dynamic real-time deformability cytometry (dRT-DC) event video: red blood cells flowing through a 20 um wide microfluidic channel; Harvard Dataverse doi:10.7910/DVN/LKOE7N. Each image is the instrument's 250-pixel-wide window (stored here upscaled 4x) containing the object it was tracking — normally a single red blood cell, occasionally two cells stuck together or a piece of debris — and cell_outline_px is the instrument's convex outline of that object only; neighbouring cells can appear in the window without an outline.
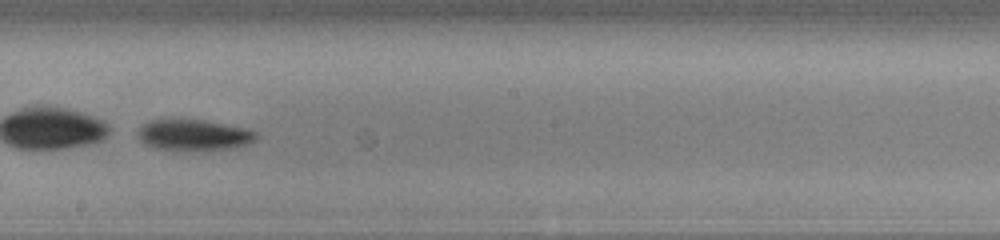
{"species": "common noctule bat (a hibernating species)", "species_latin": "Nyctalus noctula", "temperature_condition": "cold", "stored_images_in_passage": 52, "camera_frame_rate_fps": 3000, "um_per_image_px": 0.085, "animal": {"sex": "male", "body_mass_g": 13.0, "forearm_length_mm": 53.1}, "frame": {"image": 1, "passage_image": 30, "time_ms": 9.667, "image_size_px": [1000, 240], "cell_outline_px": [[256, 140], [248, 144], [236, 148], [188, 152], [176, 152], [152, 148], [144, 144], [136, 136], [136, 132], [148, 120], [172, 116], [180, 116], [204, 120], [244, 128], [256, 132]], "centroid_in_image_um": [16.36, 11.47], "position_along_channel_um": 231.8, "area_um2": 22.95}}
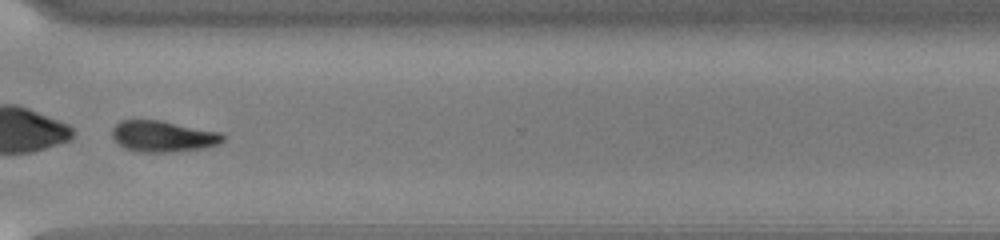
{"frame": {"image": 2, "passage_image": 40, "time_ms": 13.0, "image_size_px": [1000, 240], "cell_outline_px": [[224, 140], [220, 144], [208, 148], [172, 152], [140, 152], [124, 148], [112, 136], [112, 128], [120, 120], [160, 120], [220, 132], [224, 136]], "centroid_in_image_um": [13.89, 11.59], "position_along_channel_um": 356.7, "area_um2": 20.23}}